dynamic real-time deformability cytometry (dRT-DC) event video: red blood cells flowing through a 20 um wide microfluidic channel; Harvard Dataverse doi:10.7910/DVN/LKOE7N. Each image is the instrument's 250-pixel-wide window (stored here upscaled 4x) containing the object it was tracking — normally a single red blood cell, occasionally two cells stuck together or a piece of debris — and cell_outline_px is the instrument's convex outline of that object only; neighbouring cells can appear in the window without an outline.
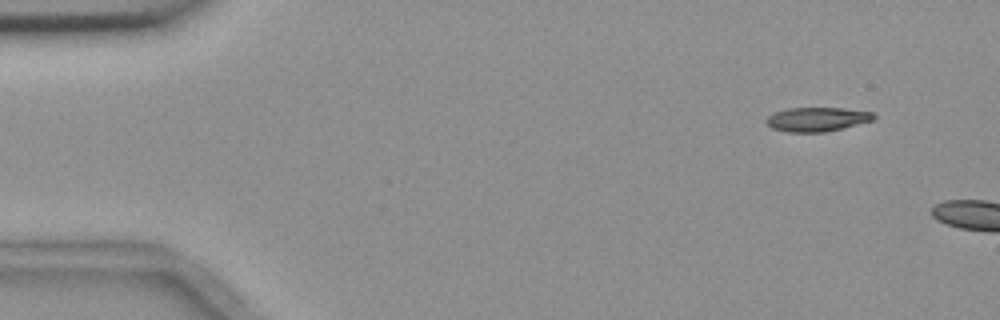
{"species": "common noctule bat (a hibernating species)", "species_latin": "Nyctalus noctula", "temperature_condition": "room temperature", "stored_images_in_passage": 3, "camera_frame_rate_fps": 3000, "um_per_image_px": 0.085, "animal": {"sex": "female", "body_mass_g": 18.4}, "frame": {"image": 1, "passage_image": 2, "time_ms": 1.0, "image_size_px": [1000, 320], "cell_outline_px": [[876, 116], [872, 120], [824, 132], [788, 132], [772, 128], [764, 120], [768, 116], [776, 112], [788, 108], [844, 108], [872, 112]], "centroid_in_image_um": [69.41, 10.13], "position_along_channel_um": 15.6, "area_um2": 14.85}}